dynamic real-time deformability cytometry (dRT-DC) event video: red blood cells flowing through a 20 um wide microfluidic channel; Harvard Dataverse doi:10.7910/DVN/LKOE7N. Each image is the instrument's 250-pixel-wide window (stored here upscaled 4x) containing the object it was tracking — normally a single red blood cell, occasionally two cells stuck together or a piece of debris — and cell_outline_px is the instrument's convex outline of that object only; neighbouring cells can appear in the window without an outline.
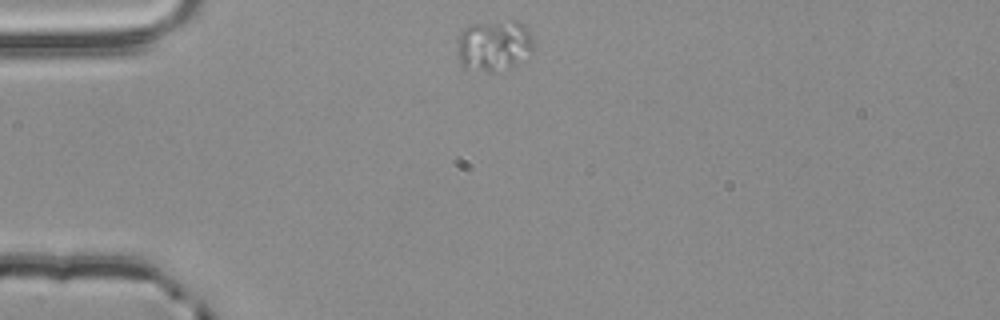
{"species": "common noctule bat (a hibernating species)", "species_latin": "Nyctalus noctula", "temperature_condition": "room temperature", "stored_images_in_passage": 2, "camera_frame_rate_fps": 3000, "um_per_image_px": 0.085, "animal": {"sex": "male", "body_mass_g": 20.4}, "frame": {"image": 1, "passage_image": 1, "time_ms": 0.0, "image_size_px": [1000, 320], "cell_outline_px": [[532, 52], [516, 64], [508, 68], [488, 72], [464, 68], [460, 64], [456, 40], [460, 32], [468, 24], [516, 20], [524, 24], [532, 40]], "centroid_in_image_um": [41.94, 3.86], "position_along_channel_um": 43.1, "area_um2": 22.77}}
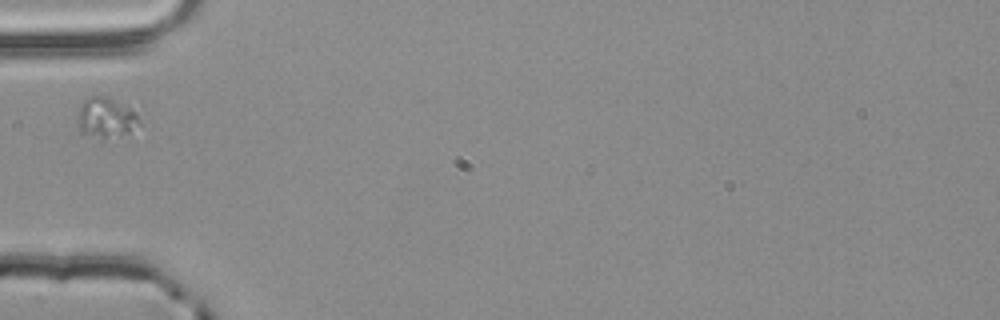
{"frame": {"image": 2, "passage_image": 2, "time_ms": 0.333, "image_size_px": [1000, 320], "cell_outline_px": [[140, 124], [128, 132], [104, 140], [80, 132], [80, 108], [84, 100], [92, 96], [104, 96], [136, 112]], "centroid_in_image_um": [9.02, 10.04], "position_along_channel_um": 76.0, "area_um2": 13.81}}